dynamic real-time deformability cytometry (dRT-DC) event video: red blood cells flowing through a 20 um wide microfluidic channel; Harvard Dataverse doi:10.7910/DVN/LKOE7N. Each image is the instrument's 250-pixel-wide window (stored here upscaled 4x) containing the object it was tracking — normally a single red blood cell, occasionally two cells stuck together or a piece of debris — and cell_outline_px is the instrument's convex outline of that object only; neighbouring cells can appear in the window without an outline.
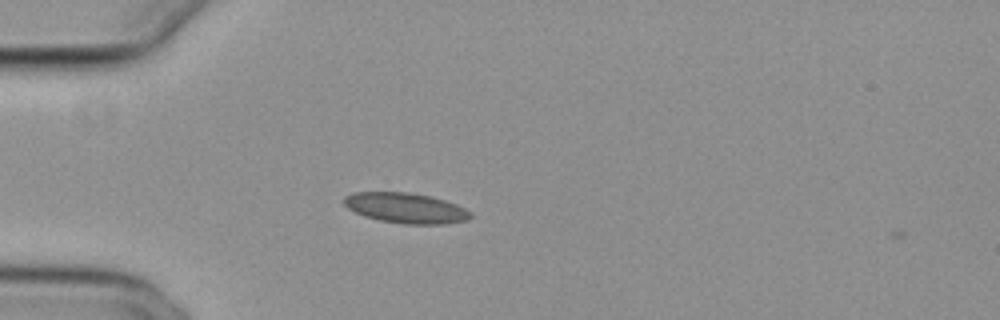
{"species": "common noctule bat (a hibernating species)", "species_latin": "Nyctalus noctula", "temperature_condition": "cold", "stored_images_in_passage": 2, "camera_frame_rate_fps": 3000, "um_per_image_px": 0.085, "animal": {"sex": "female", "body_mass_g": 29.2, "forearm_length_mm": 56.3}, "frame": {"image": 1, "passage_image": 1, "time_ms": 0.0, "image_size_px": [1000, 320], "cell_outline_px": [[472, 216], [468, 220], [444, 224], [404, 224], [380, 220], [364, 216], [348, 208], [344, 204], [344, 196], [352, 192], [408, 192], [432, 196], [456, 204], [472, 212]], "centroid_in_image_um": [34.5, 17.68], "position_along_channel_um": 50.5, "area_um2": 22.43}}